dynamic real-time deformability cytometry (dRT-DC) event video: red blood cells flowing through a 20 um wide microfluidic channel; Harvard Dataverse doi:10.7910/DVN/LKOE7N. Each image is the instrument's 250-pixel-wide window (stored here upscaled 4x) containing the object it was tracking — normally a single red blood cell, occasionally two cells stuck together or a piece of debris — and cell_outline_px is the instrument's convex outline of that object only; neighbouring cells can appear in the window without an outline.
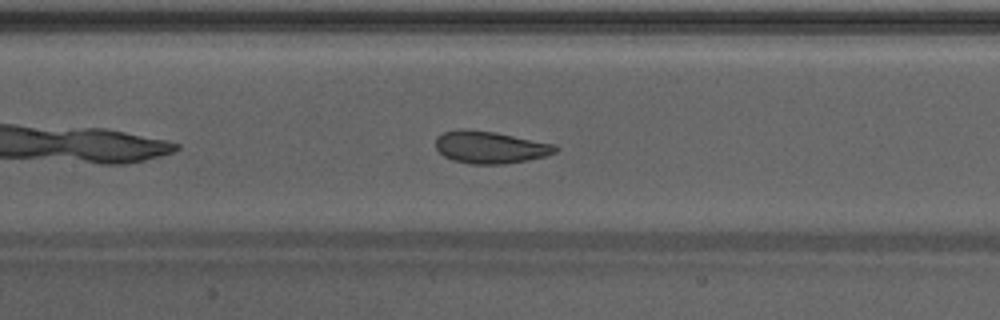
{"species": "Egyptian fruit bat (a non-hibernating species)", "species_latin": "Rousettus aegyptiacus", "temperature_condition": "warm", "stored_images_in_passage": 37, "camera_frame_rate_fps": 3000, "um_per_image_px": 0.085, "animal": {"sex": "male"}, "frame": {"image": 1, "passage_image": 11, "time_ms": 3.333, "image_size_px": [1000, 320], "cell_outline_px": [[560, 148], [556, 152], [544, 156], [528, 160], [504, 164], [472, 164], [452, 160], [444, 156], [436, 148], [436, 136], [444, 132], [460, 128], [464, 128], [496, 132], [556, 144]], "centroid_in_image_um": [41.67, 12.5], "position_along_channel_um": 165.7, "area_um2": 22.72}, "authors_computed_cell_mechanics": {"area_um2": 23.2356, "velocity_mm_per_s": 4.258, "shape_relaxation_time_tau1_ms": 2.459, "shape_relaxation_time_tau2_ms": 0.9033, "deformation_change_tau1": 0.105, "deformation_change_tau2": 0.077}}